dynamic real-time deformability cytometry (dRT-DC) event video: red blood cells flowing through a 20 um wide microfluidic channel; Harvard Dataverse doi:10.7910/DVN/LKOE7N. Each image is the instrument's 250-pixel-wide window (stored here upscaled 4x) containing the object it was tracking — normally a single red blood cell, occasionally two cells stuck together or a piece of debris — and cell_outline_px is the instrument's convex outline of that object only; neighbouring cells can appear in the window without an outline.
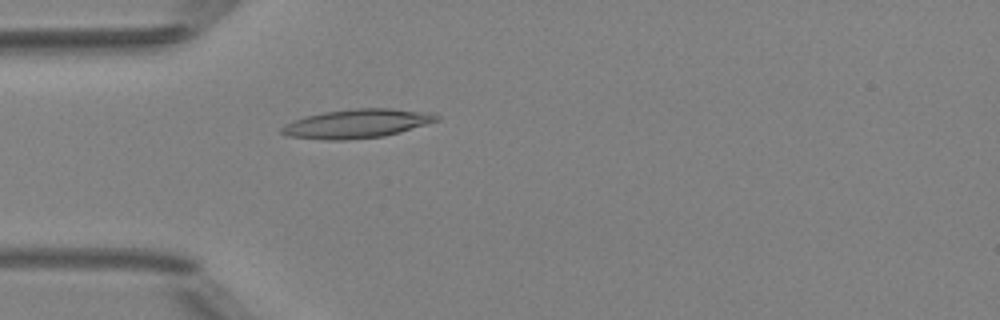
{"species": "Egyptian fruit bat (a non-hibernating species)", "species_latin": "Rousettus aegyptiacus", "temperature_condition": "room temperature", "stored_images_in_passage": 3, "camera_frame_rate_fps": 3000, "um_per_image_px": 0.085, "animal": {"sex": "female"}, "frame": {"image": 1, "passage_image": 3, "time_ms": 2.333, "image_size_px": [1000, 320], "cell_outline_px": [[440, 120], [400, 132], [384, 136], [344, 140], [328, 140], [288, 136], [280, 132], [280, 128], [304, 116], [324, 112], [356, 108], [392, 108], [432, 112], [440, 116]], "centroid_in_image_um": [30.4, 10.5], "position_along_channel_um": 54.6, "area_um2": 26.07}}